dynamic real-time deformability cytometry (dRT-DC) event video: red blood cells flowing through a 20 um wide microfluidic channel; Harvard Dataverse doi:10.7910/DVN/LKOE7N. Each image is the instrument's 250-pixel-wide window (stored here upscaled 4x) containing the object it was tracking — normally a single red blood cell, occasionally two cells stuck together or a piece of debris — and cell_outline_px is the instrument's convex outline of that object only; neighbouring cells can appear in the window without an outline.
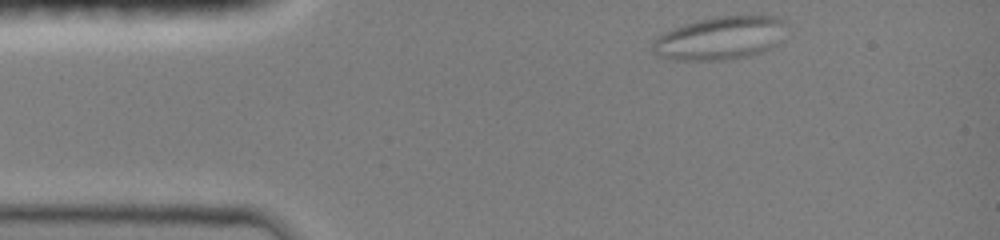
{"species": "common noctule bat (a hibernating species)", "species_latin": "Nyctalus noctula", "temperature_condition": "room temperature", "stored_images_in_passage": 42, "camera_frame_rate_fps": 3000, "um_per_image_px": 0.085, "animal": {"sex": "female", "body_mass_g": 19.0, "forearm_length_mm": 51.5}, "frame": {"image": 1, "passage_image": 1, "time_ms": 0.0, "image_size_px": [1000, 240], "cell_outline_px": [[784, 24], [776, 44], [760, 52], [748, 56], [732, 60], [676, 60], [660, 56], [652, 52], [648, 48], [652, 40], [656, 36], [672, 28], [684, 24], [716, 16], [776, 16], [784, 20]], "centroid_in_image_um": [61.09, 3.25], "position_along_channel_um": 23.9, "area_um2": 33.52}}
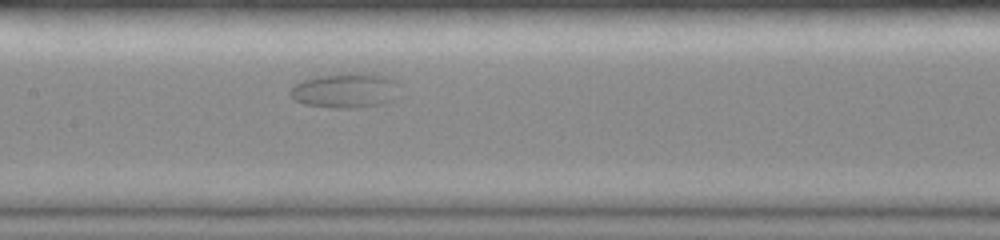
{"frame": {"image": 2, "passage_image": 19, "time_ms": 6.0, "image_size_px": [1000, 240], "cell_outline_px": [[396, 100], [384, 104], [352, 108], [332, 108], [304, 104], [292, 100], [288, 92], [296, 84], [304, 80], [320, 76], [384, 76], [396, 80]], "centroid_in_image_um": [29.32, 7.77], "position_along_channel_um": 178.1, "area_um2": 21.27}}
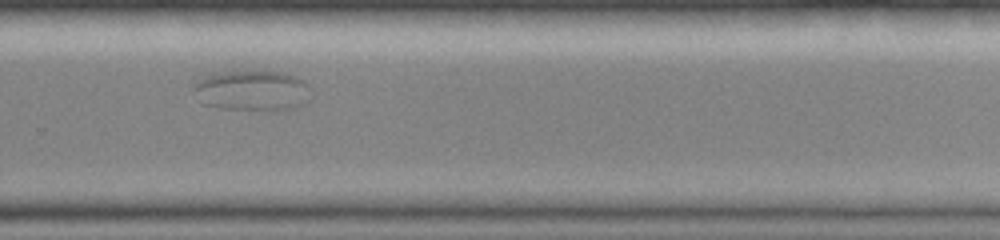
{"frame": {"image": 3, "passage_image": 30, "time_ms": 9.667, "image_size_px": [1000, 240], "cell_outline_px": [[308, 100], [304, 104], [296, 108], [276, 112], [268, 112], [216, 108], [204, 104], [192, 88], [192, 84], [196, 80], [204, 76], [224, 72], [280, 72], [296, 76], [304, 80], [308, 84]], "centroid_in_image_um": [21.44, 7.75], "position_along_channel_um": 308.4, "area_um2": 28.15}}